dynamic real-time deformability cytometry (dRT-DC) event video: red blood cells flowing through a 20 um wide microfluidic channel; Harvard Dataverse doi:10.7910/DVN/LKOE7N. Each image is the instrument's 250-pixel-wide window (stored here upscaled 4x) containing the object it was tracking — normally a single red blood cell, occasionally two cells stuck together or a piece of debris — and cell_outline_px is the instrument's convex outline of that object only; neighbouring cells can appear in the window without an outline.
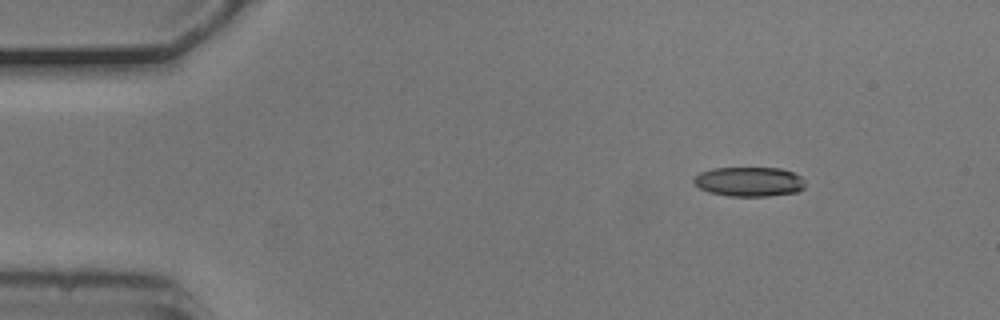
{"species": "common noctule bat (a hibernating species)", "species_latin": "Nyctalus noctula", "temperature_condition": "cold", "stored_images_in_passage": 2, "camera_frame_rate_fps": 3000, "um_per_image_px": 0.085, "animal": {"sex": "male", "body_mass_g": 20.5, "forearm_length_mm": 52.5}, "frame": {"image": 1, "passage_image": 1, "time_ms": 0.0, "image_size_px": [1000, 320], "cell_outline_px": [[804, 188], [796, 192], [768, 196], [728, 196], [708, 192], [700, 188], [692, 180], [700, 172], [712, 168], [780, 168], [792, 172], [800, 176], [804, 180]], "centroid_in_image_um": [63.67, 15.44], "position_along_channel_um": 21.3, "area_um2": 19.13}}